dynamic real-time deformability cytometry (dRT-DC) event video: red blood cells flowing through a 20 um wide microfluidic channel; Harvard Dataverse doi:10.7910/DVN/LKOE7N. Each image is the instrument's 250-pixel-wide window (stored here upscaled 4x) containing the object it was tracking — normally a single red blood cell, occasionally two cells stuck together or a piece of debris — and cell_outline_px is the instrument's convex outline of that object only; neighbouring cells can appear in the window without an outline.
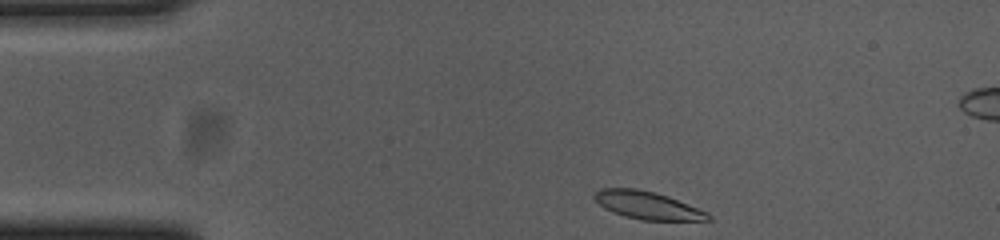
{"species": "common noctule bat (a hibernating species)", "species_latin": "Nyctalus noctula", "temperature_condition": "cold", "stored_images_in_passage": 42, "camera_frame_rate_fps": 3000, "um_per_image_px": 0.085, "animal": {"sex": "female", "body_mass_g": 23.0, "forearm_length_mm": 53.4}, "frame": {"image": 1, "passage_image": 1, "time_ms": 0.0, "image_size_px": [1000, 240], "cell_outline_px": [[712, 220], [640, 220], [624, 216], [612, 212], [604, 208], [592, 196], [600, 188], [636, 188], [656, 192], [668, 196], [708, 212], [712, 216]], "centroid_in_image_um": [55.04, 17.45], "position_along_channel_um": 30.0, "area_um2": 18.44}}
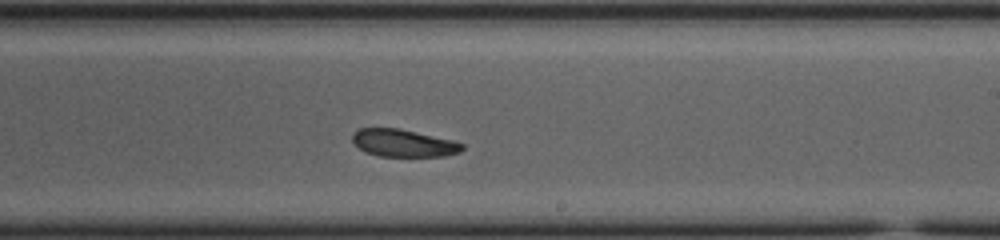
{"frame": {"image": 2, "passage_image": 24, "time_ms": 7.667, "image_size_px": [1000, 240], "cell_outline_px": [[464, 148], [460, 152], [444, 156], [380, 156], [364, 152], [352, 140], [352, 132], [360, 128], [400, 128], [464, 144]], "centroid_in_image_um": [34.24, 12.16], "position_along_channel_um": 254.8, "area_um2": 17.34}}
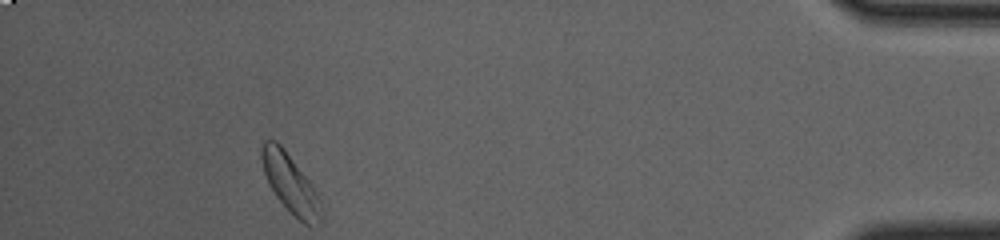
{"frame": {"image": 3, "passage_image": 42, "time_ms": 13.667, "image_size_px": [1000, 240], "cell_outline_px": [[324, 208], [320, 224], [304, 224], [276, 196], [268, 184], [264, 172], [260, 156], [260, 148], [264, 140], [276, 140], [284, 148], [312, 184]], "centroid_in_image_um": [24.68, 15.58], "position_along_channel_um": 410.5, "area_um2": 20.29}, "authors_computed_cell_mechanics": {"area_um2": 19.074, "velocity_mm_per_s": 3.6295, "shape_relaxation_time_tau1_ms": null, "shape_relaxation_time_tau2_ms": 5.1075, "deformation_change_tau1": null, "deformation_change_tau2": 0.1118}}